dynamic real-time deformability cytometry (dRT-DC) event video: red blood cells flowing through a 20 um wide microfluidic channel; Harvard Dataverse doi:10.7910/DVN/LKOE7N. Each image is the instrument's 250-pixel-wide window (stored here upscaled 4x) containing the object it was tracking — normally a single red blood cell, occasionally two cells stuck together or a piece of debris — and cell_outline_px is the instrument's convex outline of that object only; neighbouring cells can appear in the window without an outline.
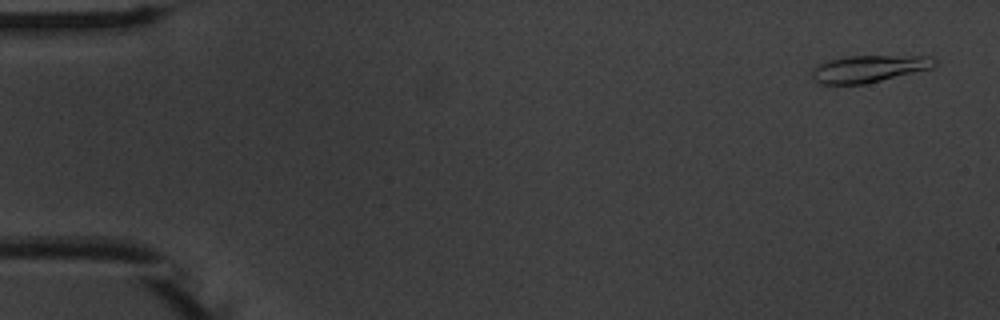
{"species": "common noctule bat (a hibernating species)", "species_latin": "Nyctalus noctula", "temperature_condition": "warm", "stored_images_in_passage": 54, "camera_frame_rate_fps": 3000, "um_per_image_px": 0.085, "animal": {"sex": "male", "body_mass_g": 20.1, "forearm_length_mm": 53.5}, "frame": {"image": 1, "passage_image": 3, "time_ms": 0.667, "image_size_px": [1000, 320], "cell_outline_px": [[936, 64], [932, 68], [864, 84], [820, 84], [812, 80], [812, 68], [820, 64], [832, 60], [848, 56], [932, 56], [936, 60]], "centroid_in_image_um": [73.85, 5.85], "position_along_channel_um": 11.2, "area_um2": 19.13}}
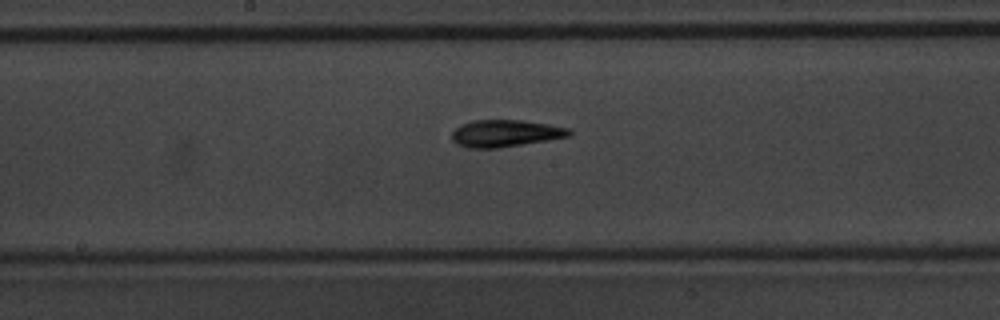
{"frame": {"image": 2, "passage_image": 29, "time_ms": 9.333, "image_size_px": [1000, 320], "cell_outline_px": [[572, 136], [548, 140], [496, 148], [468, 148], [456, 144], [452, 140], [452, 132], [460, 124], [472, 120], [524, 120], [548, 124], [568, 128], [572, 132]], "centroid_in_image_um": [42.94, 11.33], "position_along_channel_um": 205.3, "area_um2": 18.55}}
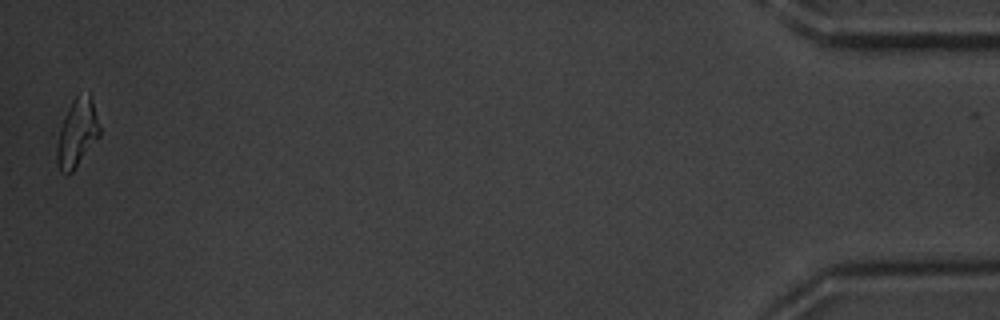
{"frame": {"image": 3, "passage_image": 54, "time_ms": 17.667, "image_size_px": [1000, 320], "cell_outline_px": [[100, 136], [72, 172], [68, 176], [60, 172], [56, 164], [56, 148], [60, 132], [68, 108], [72, 100], [76, 96], [92, 96], [100, 128]], "centroid_in_image_um": [6.55, 11.38], "position_along_channel_um": 428.6, "area_um2": 16.7}, "authors_computed_cell_mechanics": {"area_um2": 17.7157, "velocity_mm_per_s": 3.75, "shape_relaxation_time_tau1_ms": 4.0647, "shape_relaxation_time_tau2_ms": 4.5482, "deformation_change_tau1": 0.1855, "deformation_change_tau2": 0.1125}}